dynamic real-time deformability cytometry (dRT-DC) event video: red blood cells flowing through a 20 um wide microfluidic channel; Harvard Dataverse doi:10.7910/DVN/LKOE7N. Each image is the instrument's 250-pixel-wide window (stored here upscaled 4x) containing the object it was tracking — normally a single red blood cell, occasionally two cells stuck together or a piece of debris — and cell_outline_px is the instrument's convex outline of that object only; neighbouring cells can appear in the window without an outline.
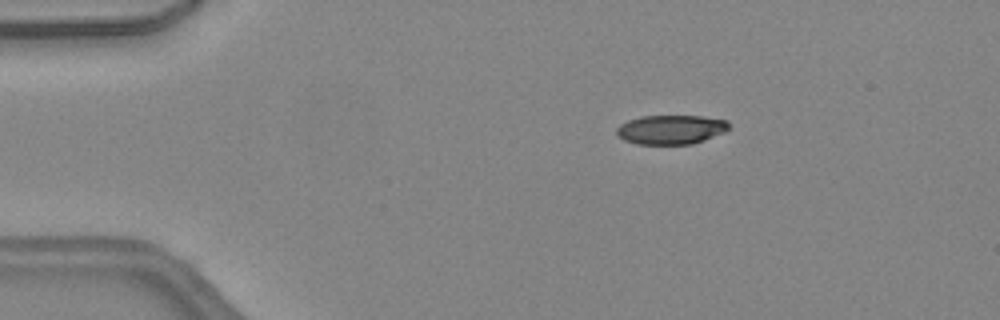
{"species": "common noctule bat (a hibernating species)", "species_latin": "Nyctalus noctula", "temperature_condition": "warm", "stored_images_in_passage": 39, "camera_frame_rate_fps": 3000, "um_per_image_px": 0.085, "animal": {"sex": "female", "body_mass_g": 24.6, "forearm_length_mm": 56.2}, "frame": {"image": 1, "passage_image": 2, "time_ms": 0.333, "image_size_px": [1000, 320], "cell_outline_px": [[728, 128], [724, 132], [704, 140], [692, 144], [636, 144], [624, 140], [616, 132], [616, 128], [620, 124], [628, 120], [640, 116], [700, 116], [728, 120]], "centroid_in_image_um": [57.01, 11.01], "position_along_channel_um": 28.0, "area_um2": 19.07}}
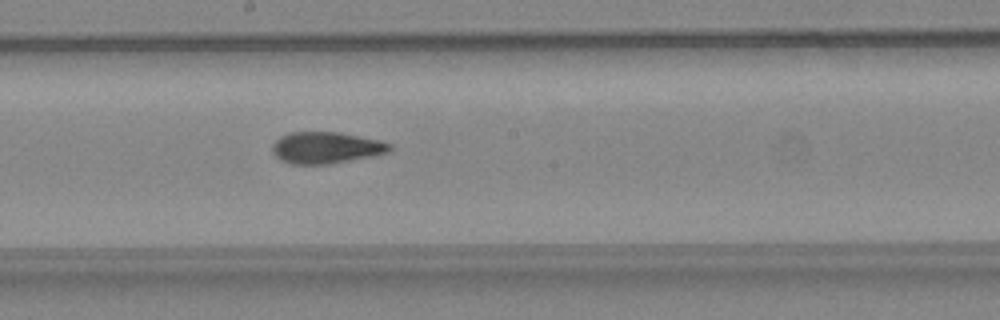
{"frame": {"image": 2, "passage_image": 19, "time_ms": 6.0, "image_size_px": [1000, 320], "cell_outline_px": [[392, 148], [388, 152], [376, 156], [328, 164], [292, 164], [280, 160], [272, 152], [272, 144], [280, 136], [288, 132], [336, 132], [376, 140], [392, 144]], "centroid_in_image_um": [27.68, 12.56], "position_along_channel_um": 220.5, "area_um2": 21.56}}
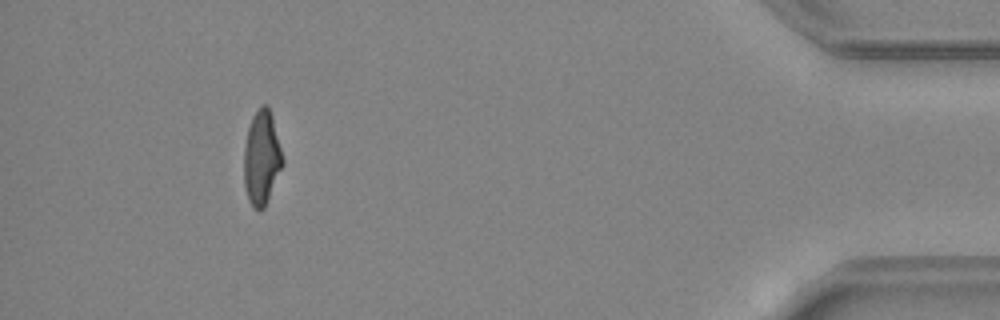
{"frame": {"image": 3, "passage_image": 36, "time_ms": 11.667, "image_size_px": [1000, 320], "cell_outline_px": [[284, 164], [264, 208], [260, 212], [252, 208], [248, 200], [244, 188], [244, 148], [248, 128], [252, 116], [260, 104], [268, 104], [272, 116], [284, 160]], "centroid_in_image_um": [22.24, 13.43], "position_along_channel_um": 413.0, "area_um2": 21.56}, "authors_computed_cell_mechanics": {"area_um2": 21.5594, "velocity_mm_per_s": 4.5319, "shape_relaxation_time_tau1_ms": 8.1399, "shape_relaxation_time_tau2_ms": 1.5246, "deformation_change_tau1": 0.2525, "deformation_change_tau2": 0.0791}}